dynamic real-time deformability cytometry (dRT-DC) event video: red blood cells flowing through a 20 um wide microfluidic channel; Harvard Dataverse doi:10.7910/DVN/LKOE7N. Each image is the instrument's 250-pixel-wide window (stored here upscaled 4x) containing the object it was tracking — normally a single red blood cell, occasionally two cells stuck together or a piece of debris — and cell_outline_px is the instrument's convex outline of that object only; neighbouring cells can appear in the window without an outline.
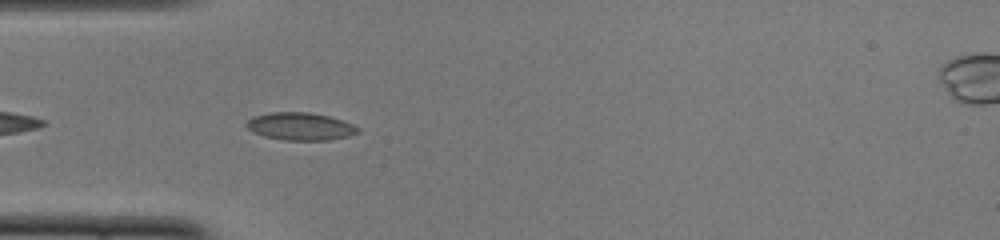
{"species": "common noctule bat (a hibernating species)", "species_latin": "Nyctalus noctula", "temperature_condition": "cold", "stored_images_in_passage": 38, "camera_frame_rate_fps": 3000, "um_per_image_px": 0.085, "animal": {"sex": "female", "body_mass_g": 22.0, "forearm_length_mm": 56.7}, "frame": {"image": 1, "passage_image": 3, "time_ms": 0.667, "image_size_px": [1000, 240], "cell_outline_px": [[360, 132], [348, 136], [328, 140], [284, 140], [264, 136], [252, 132], [244, 124], [252, 116], [272, 112], [308, 112], [328, 116], [344, 120], [360, 128]], "centroid_in_image_um": [25.52, 10.74], "position_along_channel_um": 59.5, "area_um2": 18.03}}
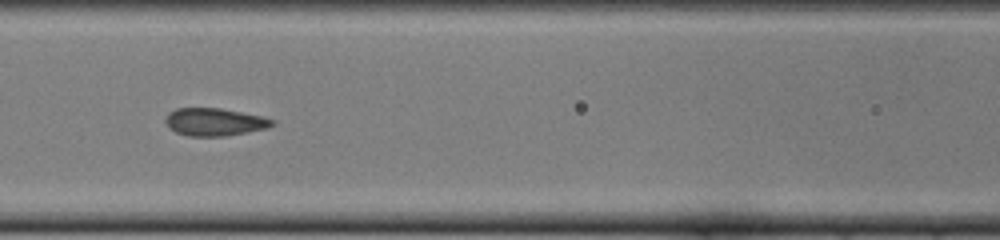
{"frame": {"image": 2, "passage_image": 10, "time_ms": 3.0, "image_size_px": [1000, 240], "cell_outline_px": [[276, 124], [268, 128], [248, 132], [224, 136], [188, 136], [176, 132], [168, 128], [164, 120], [168, 112], [176, 108], [220, 108], [264, 116], [276, 120]], "centroid_in_image_um": [18.26, 10.36], "position_along_channel_um": 148.3, "area_um2": 17.51}}
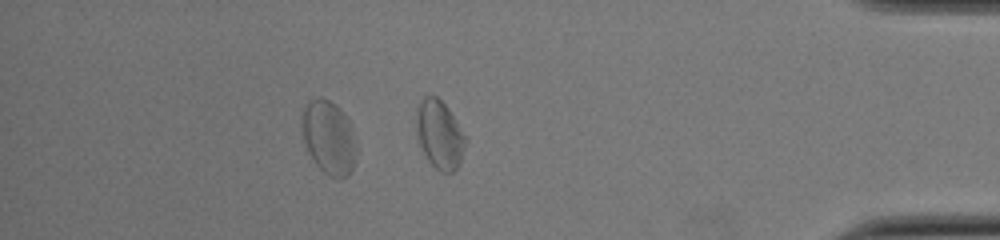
{"frame": {"image": 3, "passage_image": 32, "time_ms": 10.333, "image_size_px": [1000, 240], "cell_outline_px": [[468, 140], [460, 160], [456, 168], [452, 172], [440, 172], [428, 160], [416, 136], [416, 112], [420, 100], [424, 96], [436, 96], [448, 108]], "centroid_in_image_um": [37.35, 11.42], "position_along_channel_um": 397.8, "area_um2": 19.48}, "authors_computed_cell_mechanics": {"area_um2": 17.6579, "velocity_mm_per_s": 3.8806, "shape_relaxation_time_tau1_ms": null, "shape_relaxation_time_tau2_ms": 1.2674, "deformation_change_tau1": null, "deformation_change_tau2": 0.0744}}